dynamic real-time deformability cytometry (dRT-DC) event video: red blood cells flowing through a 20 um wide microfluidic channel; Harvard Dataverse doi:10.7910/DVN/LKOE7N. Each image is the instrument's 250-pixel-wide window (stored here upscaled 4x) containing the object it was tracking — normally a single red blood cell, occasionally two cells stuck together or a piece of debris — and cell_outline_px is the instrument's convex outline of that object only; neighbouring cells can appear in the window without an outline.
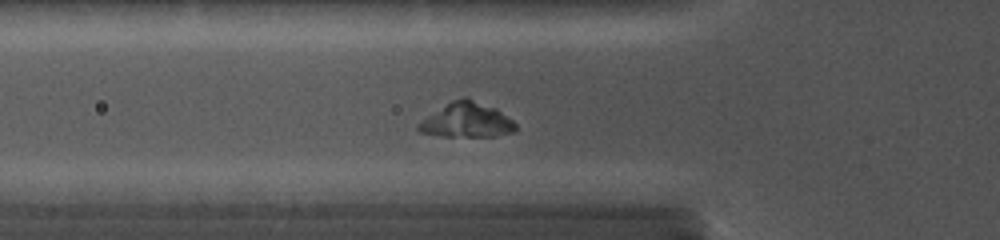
{"species": "common noctule bat (a hibernating species)", "species_latin": "Nyctalus noctula", "temperature_condition": "cold", "stored_images_in_passage": 27, "camera_frame_rate_fps": 5000, "um_per_image_px": 0.085, "animal": {"sex": "female", "body_mass_g": 19.0, "forearm_length_mm": 56.7}, "frame": {"image": 1, "passage_image": 2, "time_ms": 0.4, "image_size_px": [1000, 240], "cell_outline_px": [[516, 132], [496, 136], [440, 136], [420, 132], [416, 128], [424, 120], [452, 100], [468, 100], [496, 108], [512, 120], [516, 124]], "centroid_in_image_um": [39.73, 10.27], "position_along_channel_um": 86.1, "area_um2": 18.79}}
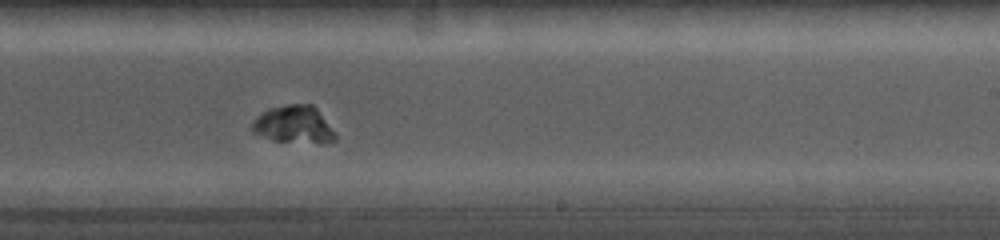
{"frame": {"image": 2, "passage_image": 13, "time_ms": 5.2, "image_size_px": [1000, 240], "cell_outline_px": [[336, 140], [324, 144], [272, 140], [252, 132], [252, 124], [256, 116], [272, 108], [288, 104], [312, 104], [316, 108], [336, 132]], "centroid_in_image_um": [25.02, 10.61], "position_along_channel_um": 264.0, "area_um2": 18.21}}
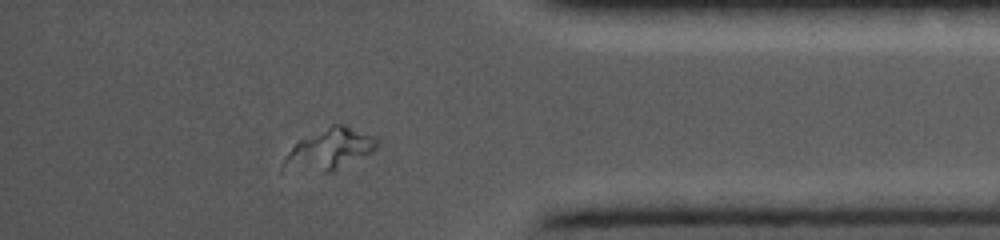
{"frame": {"image": 3, "passage_image": 21, "time_ms": 9.2, "image_size_px": [1000, 240], "cell_outline_px": [[376, 148], [372, 152], [332, 172], [324, 172], [284, 164], [284, 160], [288, 152], [300, 140], [332, 124], [344, 124], [376, 136]], "centroid_in_image_um": [28.15, 12.62], "position_along_channel_um": 407.1, "area_um2": 21.15}}